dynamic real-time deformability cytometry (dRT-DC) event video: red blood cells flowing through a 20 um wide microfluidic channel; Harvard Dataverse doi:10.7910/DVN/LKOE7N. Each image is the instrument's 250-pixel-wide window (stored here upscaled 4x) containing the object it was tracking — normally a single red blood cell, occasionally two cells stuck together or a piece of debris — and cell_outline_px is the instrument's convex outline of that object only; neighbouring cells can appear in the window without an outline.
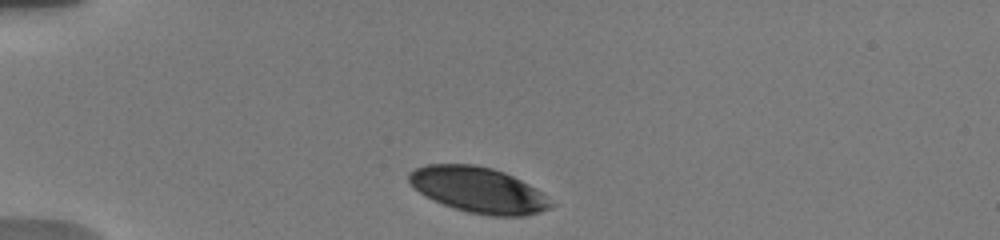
{"species": "human", "species_latin": "Homo sapiens", "temperature_condition": "warm", "stored_images_in_passage": 8, "camera_frame_rate_fps": 3000, "um_per_image_px": 0.085, "donor": {"sex": "male"}, "frame": {"image": 1, "passage_image": 1, "time_ms": 0.0, "image_size_px": [1000, 240], "cell_outline_px": [[556, 204], [540, 212], [524, 216], [488, 216], [468, 212], [432, 200], [420, 192], [408, 180], [408, 172], [424, 164], [476, 164], [492, 168], [504, 172], [536, 188], [548, 196]], "centroid_in_image_um": [40.69, 16.14], "position_along_channel_um": 44.3, "area_um2": 37.8}}
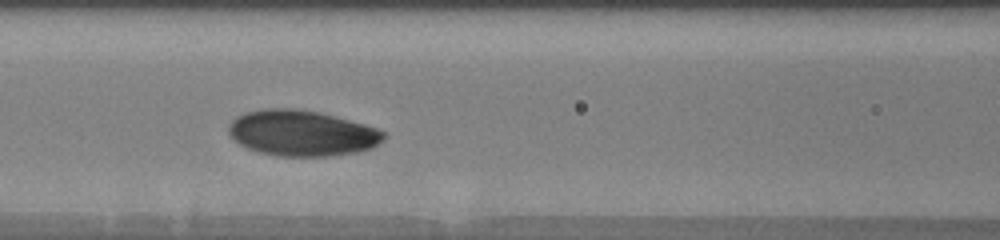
{"frame": {"image": 2, "passage_image": 7, "time_ms": 3.667, "image_size_px": [1000, 240], "cell_outline_px": [[388, 136], [384, 140], [372, 148], [356, 152], [328, 156], [276, 156], [260, 152], [248, 148], [240, 144], [228, 132], [228, 124], [236, 116], [244, 112], [264, 108], [292, 108], [320, 112], [364, 124], [388, 132]], "centroid_in_image_um": [25.68, 11.31], "position_along_channel_um": 140.9, "area_um2": 41.56}}
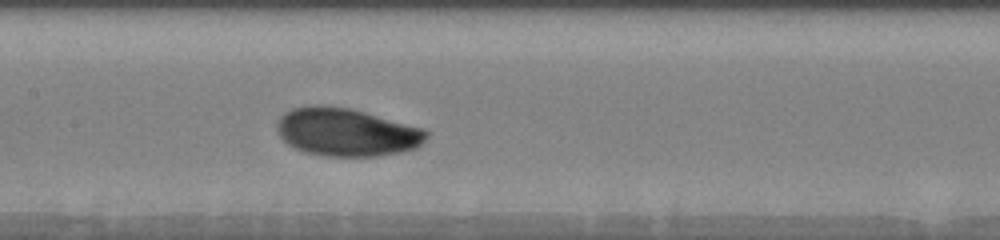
{"frame": {"image": 3, "passage_image": 8, "time_ms": 4.667, "image_size_px": [1000, 240], "cell_outline_px": [[428, 136], [416, 148], [400, 152], [376, 156], [324, 156], [304, 152], [288, 144], [280, 136], [276, 128], [276, 124], [280, 116], [284, 112], [292, 108], [308, 104], [320, 104], [348, 108], [364, 112], [424, 128], [428, 132]], "centroid_in_image_um": [29.41, 11.22], "position_along_channel_um": 178.0, "area_um2": 41.91}}